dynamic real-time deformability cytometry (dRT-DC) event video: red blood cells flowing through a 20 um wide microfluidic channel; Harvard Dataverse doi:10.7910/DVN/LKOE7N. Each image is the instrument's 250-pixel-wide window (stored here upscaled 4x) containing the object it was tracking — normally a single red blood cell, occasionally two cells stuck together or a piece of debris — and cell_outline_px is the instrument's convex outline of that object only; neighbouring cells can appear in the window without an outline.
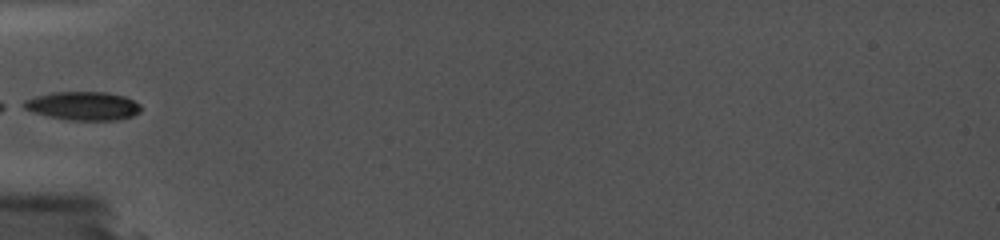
{"species": "common noctule bat (a hibernating species)", "species_latin": "Nyctalus noctula", "temperature_condition": "cold", "stored_images_in_passage": 22, "camera_frame_rate_fps": 5000, "um_per_image_px": 0.085, "animal": {"sex": "female", "body_mass_g": 19.0, "forearm_length_mm": 56.7}, "frame": {"image": 1, "passage_image": 1, "time_ms": 0.0, "image_size_px": [1000, 240], "cell_outline_px": [[140, 112], [132, 116], [116, 120], [72, 120], [48, 116], [24, 108], [16, 104], [24, 100], [36, 96], [52, 92], [108, 92], [124, 96], [140, 104]], "centroid_in_image_um": [7.03, 8.99], "position_along_channel_um": 78.0, "area_um2": 19.48}}